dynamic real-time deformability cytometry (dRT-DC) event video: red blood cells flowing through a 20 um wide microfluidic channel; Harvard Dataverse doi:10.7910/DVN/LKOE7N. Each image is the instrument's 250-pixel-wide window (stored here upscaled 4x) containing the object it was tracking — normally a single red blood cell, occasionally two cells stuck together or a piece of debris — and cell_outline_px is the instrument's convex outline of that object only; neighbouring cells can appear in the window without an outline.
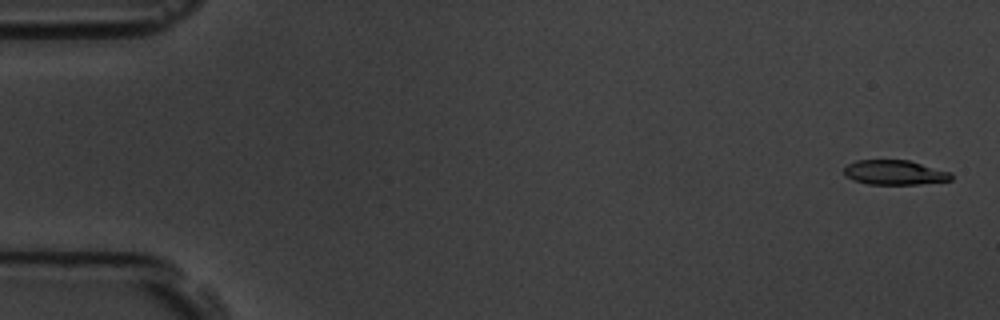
{"species": "common noctule bat (a hibernating species)", "species_latin": "Nyctalus noctula", "temperature_condition": "room temperature", "stored_images_in_passage": 57, "camera_frame_rate_fps": 3000, "um_per_image_px": 0.085, "animal": {"sex": "male", "body_mass_g": 19.5, "forearm_length_mm": 54.6}, "frame": {"image": 1, "passage_image": 2, "time_ms": 0.333, "image_size_px": [1000, 320], "cell_outline_px": [[952, 180], [920, 184], [868, 184], [852, 180], [844, 176], [844, 168], [848, 164], [856, 160], [908, 160], [952, 172]], "centroid_in_image_um": [76.04, 14.66], "position_along_channel_um": 9.0, "area_um2": 15.49}}
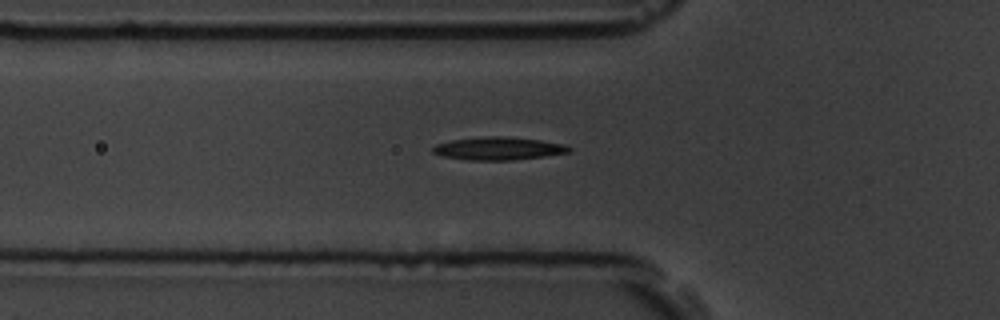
{"frame": {"image": 2, "passage_image": 20, "time_ms": 6.333, "image_size_px": [1000, 320], "cell_outline_px": [[572, 152], [544, 156], [512, 160], [468, 160], [440, 156], [432, 152], [432, 148], [436, 144], [452, 140], [488, 136], [500, 136], [540, 140], [564, 144], [572, 148]], "centroid_in_image_um": [42.36, 12.63], "position_along_channel_um": 83.4, "area_um2": 18.15}}
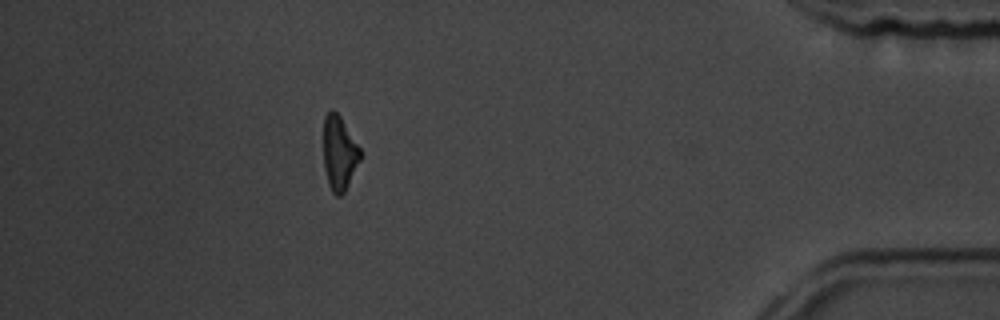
{"frame": {"image": 3, "passage_image": 51, "time_ms": 16.667, "image_size_px": [1000, 320], "cell_outline_px": [[360, 160], [344, 192], [340, 196], [336, 196], [332, 192], [328, 184], [324, 168], [324, 116], [332, 108], [340, 116], [360, 148]], "centroid_in_image_um": [28.82, 13.01], "position_along_channel_um": 406.4, "area_um2": 15.72}, "authors_computed_cell_mechanics": {"area_um2": 17.051, "velocity_mm_per_s": 3.6035, "shape_relaxation_time_tau1_ms": 5.5678, "shape_relaxation_time_tau2_ms": null, "deformation_change_tau1": 0.1552, "deformation_change_tau2": null}}